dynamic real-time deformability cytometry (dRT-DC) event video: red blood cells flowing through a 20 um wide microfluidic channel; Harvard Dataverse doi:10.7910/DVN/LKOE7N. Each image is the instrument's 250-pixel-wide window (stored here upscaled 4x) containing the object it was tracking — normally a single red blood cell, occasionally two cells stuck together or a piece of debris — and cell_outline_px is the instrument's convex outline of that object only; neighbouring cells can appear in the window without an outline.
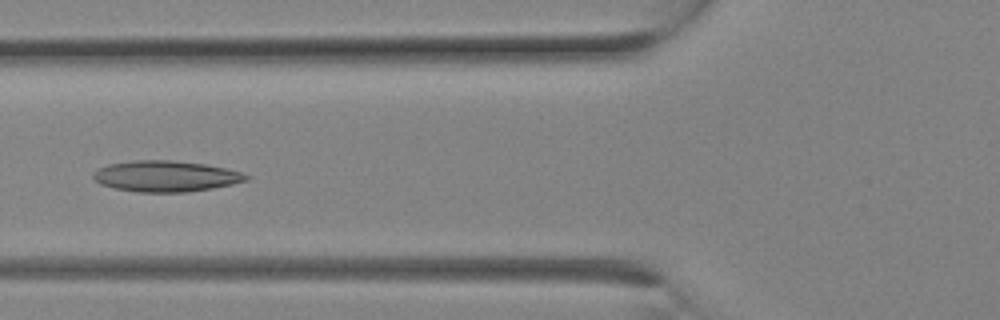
{"species": "Egyptian fruit bat (a non-hibernating species)", "species_latin": "Rousettus aegyptiacus", "temperature_condition": "room temperature", "stored_images_in_passage": 11, "camera_frame_rate_fps": 3000, "um_per_image_px": 0.085, "animal": {"sex": "female"}, "frame": {"image": 1, "passage_image": 10, "time_ms": 3.0, "image_size_px": [1000, 320], "cell_outline_px": [[248, 180], [232, 184], [212, 188], [188, 192], [140, 192], [116, 188], [100, 184], [92, 176], [92, 172], [108, 164], [132, 160], [172, 160], [204, 164], [224, 168], [240, 172], [248, 176]], "centroid_in_image_um": [14.06, 14.97], "position_along_channel_um": 111.7, "area_um2": 27.4}}